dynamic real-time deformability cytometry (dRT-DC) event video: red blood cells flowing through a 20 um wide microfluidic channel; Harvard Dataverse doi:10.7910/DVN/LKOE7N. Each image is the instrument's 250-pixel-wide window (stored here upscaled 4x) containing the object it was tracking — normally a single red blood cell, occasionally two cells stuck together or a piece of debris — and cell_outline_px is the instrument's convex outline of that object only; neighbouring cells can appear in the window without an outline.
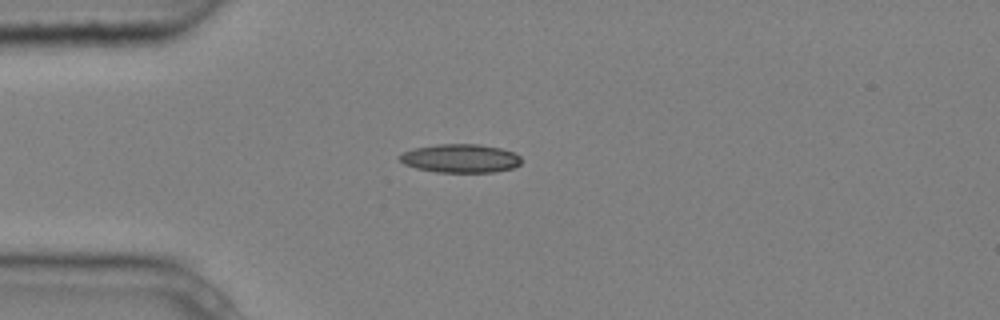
{"species": "common noctule bat (a hibernating species)", "species_latin": "Nyctalus noctula", "temperature_condition": "cold", "stored_images_in_passage": 4, "camera_frame_rate_fps": 3000, "um_per_image_px": 0.085, "animal": {"sex": "male", "body_mass_g": 20.4}, "frame": {"image": 1, "passage_image": 1, "time_ms": 0.0, "image_size_px": [1000, 320], "cell_outline_px": [[520, 164], [512, 168], [496, 172], [436, 172], [416, 168], [404, 164], [400, 160], [400, 156], [404, 152], [416, 148], [436, 144], [480, 144], [500, 148], [516, 152], [520, 156]], "centroid_in_image_um": [39.17, 13.46], "position_along_channel_um": 45.8, "area_um2": 20.23}}
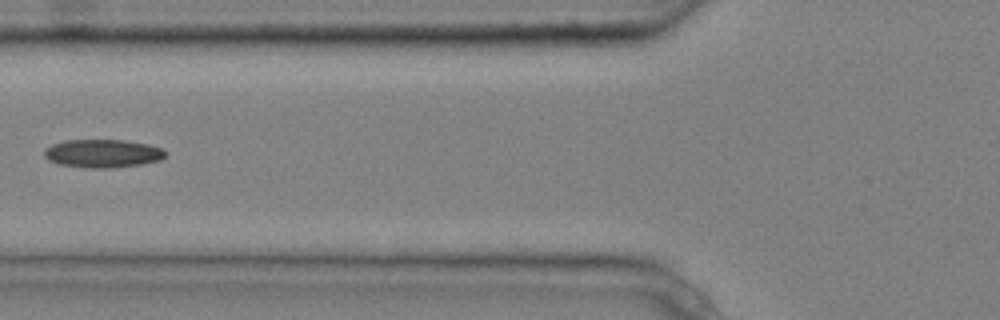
{"frame": {"image": 2, "passage_image": 3, "time_ms": 0.667, "image_size_px": [1000, 320], "cell_outline_px": [[168, 152], [160, 160], [140, 164], [112, 168], [84, 168], [60, 164], [48, 160], [44, 156], [44, 152], [52, 144], [64, 140], [124, 140], [148, 144], [164, 148]], "centroid_in_image_um": [8.75, 13.04], "position_along_channel_um": 117.0, "area_um2": 20.0}}